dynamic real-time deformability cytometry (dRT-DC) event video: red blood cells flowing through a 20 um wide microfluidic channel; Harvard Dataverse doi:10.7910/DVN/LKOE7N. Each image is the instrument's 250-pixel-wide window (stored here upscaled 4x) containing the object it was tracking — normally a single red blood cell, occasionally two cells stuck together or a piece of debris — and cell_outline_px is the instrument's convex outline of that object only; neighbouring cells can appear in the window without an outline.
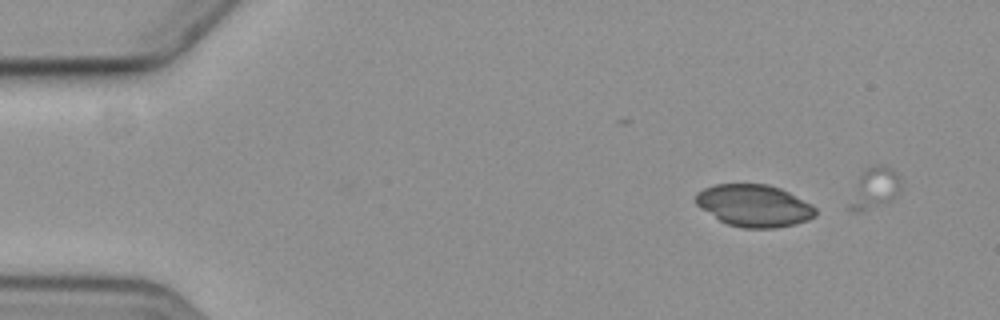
{"species": "common noctule bat (a hibernating species)", "species_latin": "Nyctalus noctula", "temperature_condition": "cold", "stored_images_in_passage": 2, "camera_frame_rate_fps": 3000, "um_per_image_px": 0.085, "animal": {"sex": "female", "body_mass_g": 19.3, "forearm_length_mm": 54.1}, "frame": {"image": 1, "passage_image": 1, "time_ms": 0.0, "image_size_px": [1000, 320], "cell_outline_px": [[816, 216], [808, 220], [796, 224], [776, 228], [744, 228], [728, 224], [720, 220], [696, 204], [696, 192], [704, 188], [716, 184], [768, 184], [780, 188], [812, 204], [816, 208]], "centroid_in_image_um": [64.13, 17.48], "position_along_channel_um": 20.9, "area_um2": 29.3}}